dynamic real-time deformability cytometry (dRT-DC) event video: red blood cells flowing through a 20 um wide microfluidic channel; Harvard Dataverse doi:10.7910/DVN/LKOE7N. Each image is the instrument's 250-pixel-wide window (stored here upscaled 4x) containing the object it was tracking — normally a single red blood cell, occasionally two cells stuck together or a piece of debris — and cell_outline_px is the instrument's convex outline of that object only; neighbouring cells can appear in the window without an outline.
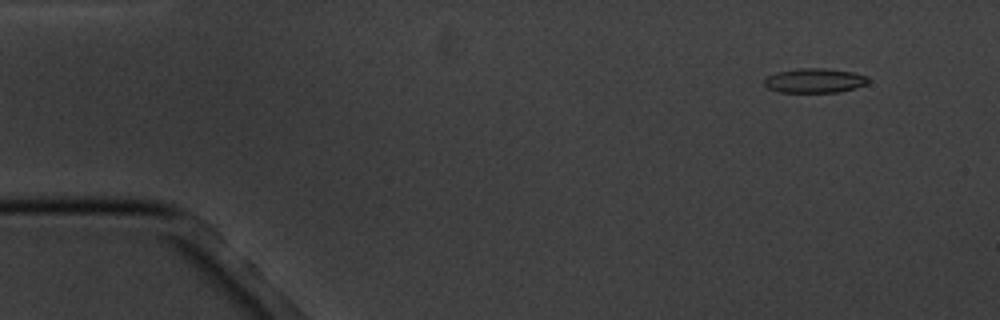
{"species": "common noctule bat (a hibernating species)", "species_latin": "Nyctalus noctula", "temperature_condition": "cold", "stored_images_in_passage": 6, "camera_frame_rate_fps": 3000, "um_per_image_px": 0.085, "animal": {"sex": "male", "body_mass_g": 20.1, "forearm_length_mm": 53.5}, "frame": {"image": 1, "passage_image": 2, "time_ms": 1.0, "image_size_px": [1000, 320], "cell_outline_px": [[868, 84], [856, 88], [840, 92], [780, 92], [768, 88], [764, 84], [764, 80], [768, 76], [776, 72], [800, 68], [828, 68], [852, 72], [868, 76]], "centroid_in_image_um": [69.27, 6.85], "position_along_channel_um": 15.7, "area_um2": 14.91}}